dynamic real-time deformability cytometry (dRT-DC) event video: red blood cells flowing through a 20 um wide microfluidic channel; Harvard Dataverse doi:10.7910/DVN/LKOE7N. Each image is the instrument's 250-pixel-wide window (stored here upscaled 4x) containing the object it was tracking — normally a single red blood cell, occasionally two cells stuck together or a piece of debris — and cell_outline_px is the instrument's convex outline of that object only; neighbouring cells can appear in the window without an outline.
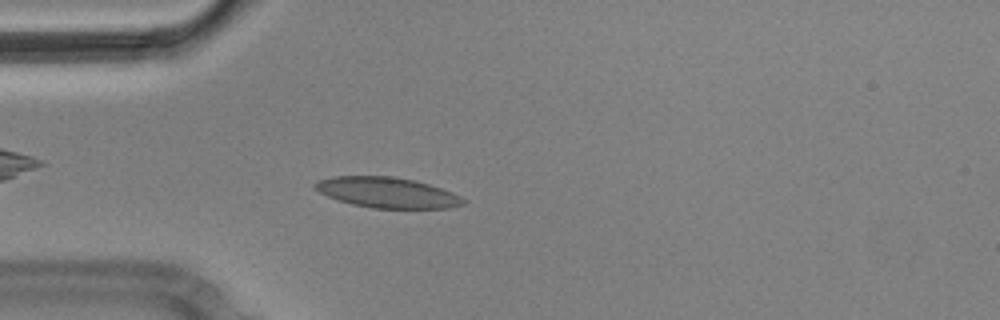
{"species": "Egyptian fruit bat (a non-hibernating species)", "species_latin": "Rousettus aegyptiacus", "temperature_condition": "cold", "stored_images_in_passage": 47, "camera_frame_rate_fps": 3000, "um_per_image_px": 0.085, "animal": {"sex": "male"}, "frame": {"image": 1, "passage_image": 6, "time_ms": 1.667, "image_size_px": [1000, 320], "cell_outline_px": [[468, 200], [464, 204], [448, 208], [372, 208], [352, 204], [328, 196], [320, 192], [312, 184], [320, 180], [332, 176], [396, 176], [416, 180], [452, 192]], "centroid_in_image_um": [32.94, 16.36], "position_along_channel_um": 52.1, "area_um2": 26.3}}
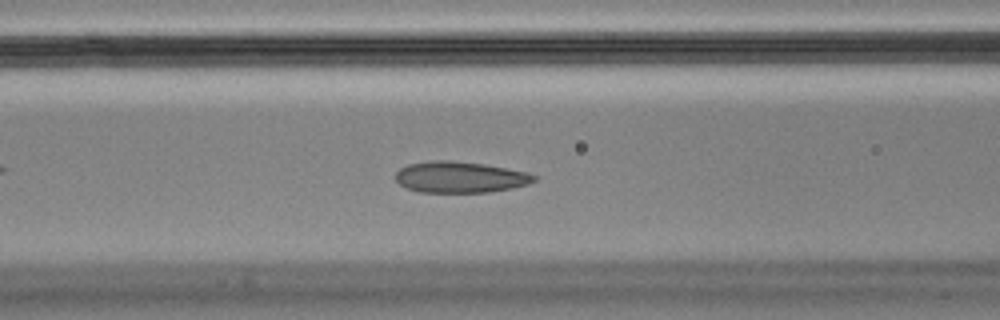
{"frame": {"image": 2, "passage_image": 13, "time_ms": 4.0, "image_size_px": [1000, 320], "cell_outline_px": [[536, 180], [528, 184], [512, 188], [488, 192], [420, 192], [408, 188], [400, 184], [396, 180], [396, 172], [400, 168], [408, 164], [428, 160], [452, 160], [484, 164], [528, 172], [536, 176]], "centroid_in_image_um": [39.1, 15.04], "position_along_channel_um": 127.5, "area_um2": 25.2}}
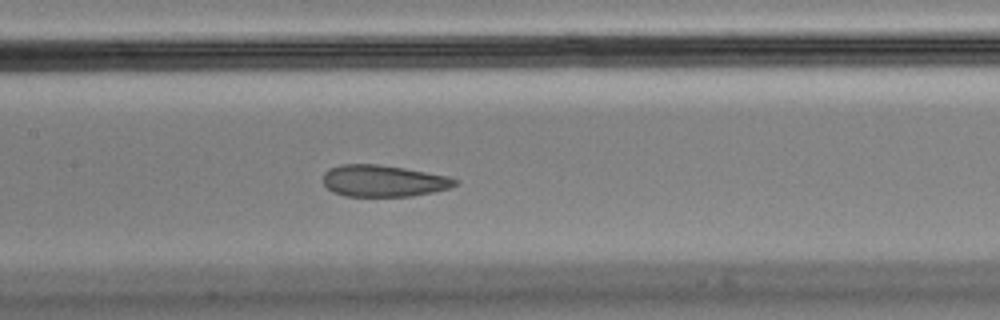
{"frame": {"image": 3, "passage_image": 17, "time_ms": 5.333, "image_size_px": [1000, 320], "cell_outline_px": [[460, 180], [456, 184], [448, 188], [432, 192], [412, 196], [344, 196], [332, 192], [324, 184], [324, 172], [328, 168], [340, 164], [376, 164], [404, 168], [444, 176]], "centroid_in_image_um": [32.53, 15.37], "position_along_channel_um": 174.9, "area_um2": 24.16}, "authors_computed_cell_mechanics": {"area_um2": 26.6458, "velocity_mm_per_s": 3.5356, "shape_relaxation_time_tau1_ms": null, "shape_relaxation_time_tau2_ms": 1.671, "deformation_change_tau1": null, "deformation_change_tau2": 0.0564}}